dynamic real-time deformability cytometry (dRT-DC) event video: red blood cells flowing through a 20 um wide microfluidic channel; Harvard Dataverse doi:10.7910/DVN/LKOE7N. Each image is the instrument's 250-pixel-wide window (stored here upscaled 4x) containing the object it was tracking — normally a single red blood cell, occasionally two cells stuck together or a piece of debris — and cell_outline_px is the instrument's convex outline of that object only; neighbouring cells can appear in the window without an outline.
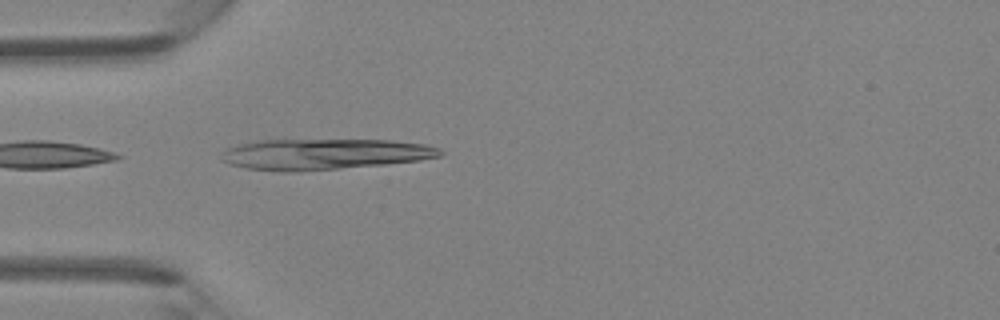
{"species": "Egyptian fruit bat (a non-hibernating species)", "species_latin": "Rousettus aegyptiacus", "temperature_condition": "room temperature", "stored_images_in_passage": 32, "camera_frame_rate_fps": 3000, "um_per_image_px": 0.085, "animal": {"sex": "female"}, "frame": {"image": 1, "passage_image": 1, "time_ms": 0.0, "image_size_px": [1000, 320], "cell_outline_px": [[444, 152], [440, 156], [420, 160], [384, 164], [288, 172], [280, 172], [248, 168], [232, 164], [220, 160], [224, 148], [236, 144], [260, 140], [392, 140], [424, 144], [440, 148]], "centroid_in_image_um": [27.53, 13.09], "position_along_channel_um": 57.5, "area_um2": 39.13}}